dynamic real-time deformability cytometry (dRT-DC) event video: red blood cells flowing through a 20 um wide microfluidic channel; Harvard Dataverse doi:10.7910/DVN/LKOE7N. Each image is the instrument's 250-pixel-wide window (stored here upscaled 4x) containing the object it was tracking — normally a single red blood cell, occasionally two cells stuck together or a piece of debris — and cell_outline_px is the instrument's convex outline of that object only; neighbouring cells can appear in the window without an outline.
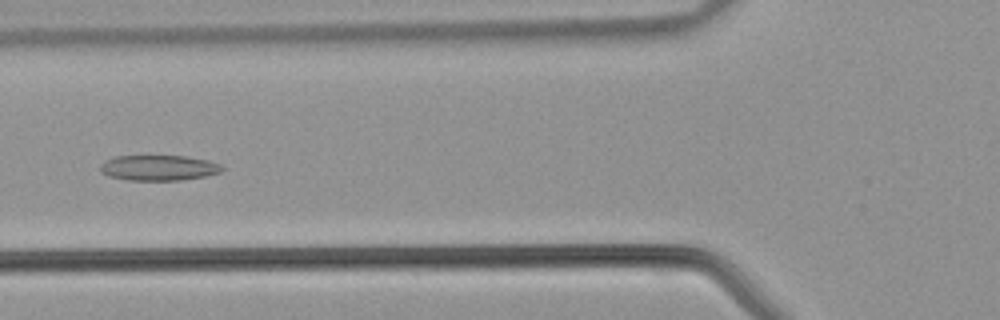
{"species": "common noctule bat (a hibernating species)", "species_latin": "Nyctalus noctula", "temperature_condition": "warm", "stored_images_in_passage": 31, "camera_frame_rate_fps": 3000, "um_per_image_px": 0.085, "animal": {"sex": "male", "body_mass_g": 21.5, "forearm_length_mm": 52.0}, "frame": {"image": 1, "passage_image": 5, "time_ms": 1.333, "image_size_px": [1000, 320], "cell_outline_px": [[224, 168], [220, 172], [204, 176], [180, 180], [128, 180], [108, 176], [100, 172], [100, 164], [104, 160], [116, 156], [184, 156], [208, 160], [220, 164]], "centroid_in_image_um": [13.45, 14.26], "position_along_channel_um": 112.4, "area_um2": 18.03}}
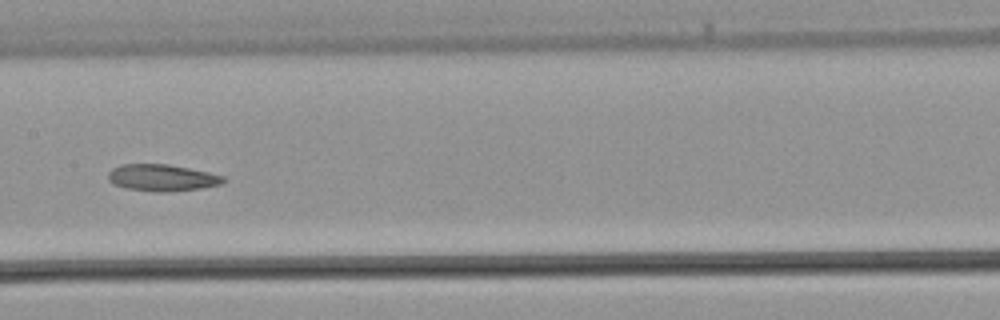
{"frame": {"image": 2, "passage_image": 10, "time_ms": 3.0, "image_size_px": [1000, 320], "cell_outline_px": [[228, 180], [220, 184], [200, 188], [164, 192], [156, 192], [128, 188], [112, 184], [108, 180], [108, 172], [112, 168], [120, 164], [168, 164], [208, 172], [224, 176]], "centroid_in_image_um": [13.75, 15.1], "position_along_channel_um": 193.6, "area_um2": 17.92}}
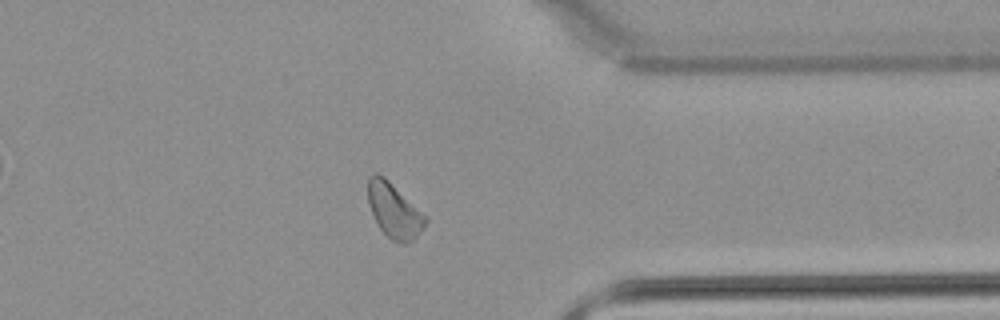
{"frame": {"image": 3, "passage_image": 22, "time_ms": 7.0, "image_size_px": [1000, 320], "cell_outline_px": [[428, 220], [416, 236], [408, 244], [400, 244], [392, 240], [380, 228], [368, 204], [368, 176], [376, 172], [384, 176], [428, 216]], "centroid_in_image_um": [33.51, 17.88], "position_along_channel_um": 377.9, "area_um2": 18.32}}